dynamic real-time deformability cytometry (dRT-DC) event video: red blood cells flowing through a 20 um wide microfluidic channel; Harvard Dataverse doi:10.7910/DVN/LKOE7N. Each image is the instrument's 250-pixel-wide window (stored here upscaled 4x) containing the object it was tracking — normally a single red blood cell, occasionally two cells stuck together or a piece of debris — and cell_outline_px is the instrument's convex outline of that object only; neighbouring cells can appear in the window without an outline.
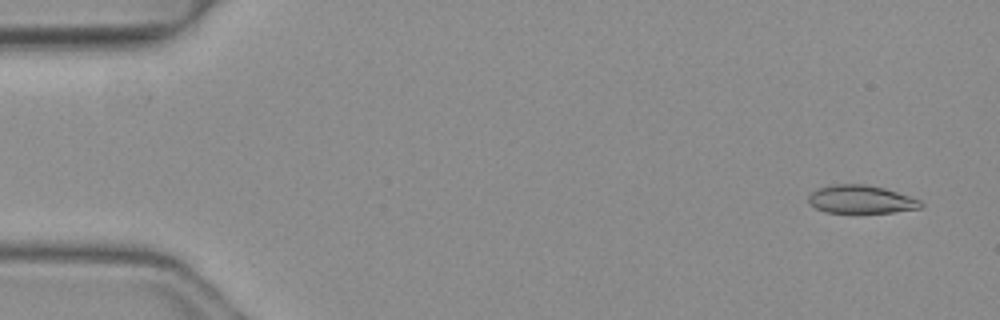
{"species": "common noctule bat (a hibernating species)", "species_latin": "Nyctalus noctula", "temperature_condition": "warm", "stored_images_in_passage": 5, "camera_frame_rate_fps": 3000, "um_per_image_px": 0.085, "animal": {"sex": "female", "body_mass_g": 19.3, "forearm_length_mm": 54.1}, "frame": {"image": 1, "passage_image": 1, "time_ms": 0.0, "image_size_px": [1000, 320], "cell_outline_px": [[924, 204], [920, 208], [892, 212], [824, 212], [808, 204], [808, 196], [812, 192], [820, 188], [836, 184], [864, 184], [884, 188], [920, 200]], "centroid_in_image_um": [73.16, 16.95], "position_along_channel_um": 11.8, "area_um2": 18.15}}